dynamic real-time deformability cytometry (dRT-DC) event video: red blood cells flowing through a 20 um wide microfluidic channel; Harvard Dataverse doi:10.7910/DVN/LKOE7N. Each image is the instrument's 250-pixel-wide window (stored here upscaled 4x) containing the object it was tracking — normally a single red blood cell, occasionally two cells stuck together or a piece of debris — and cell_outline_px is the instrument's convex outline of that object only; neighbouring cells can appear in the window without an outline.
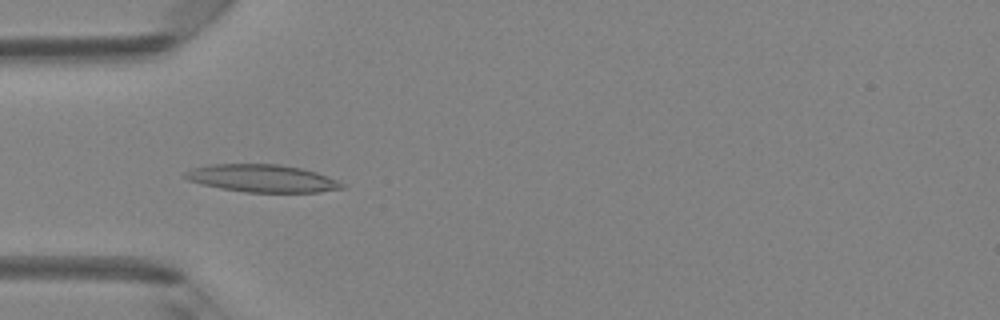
{"species": "Egyptian fruit bat (a non-hibernating species)", "species_latin": "Rousettus aegyptiacus", "temperature_condition": "room temperature", "stored_images_in_passage": 48, "camera_frame_rate_fps": 3000, "um_per_image_px": 0.085, "animal": {"sex": "female"}, "frame": {"image": 1, "passage_image": 15, "time_ms": 4.667, "image_size_px": [1000, 320], "cell_outline_px": [[348, 188], [320, 192], [244, 192], [220, 188], [188, 180], [180, 176], [184, 172], [192, 168], [212, 164], [280, 164], [300, 168], [316, 172], [336, 180], [344, 184]], "centroid_in_image_um": [22.28, 15.16], "position_along_channel_um": 62.7, "area_um2": 25.26}}
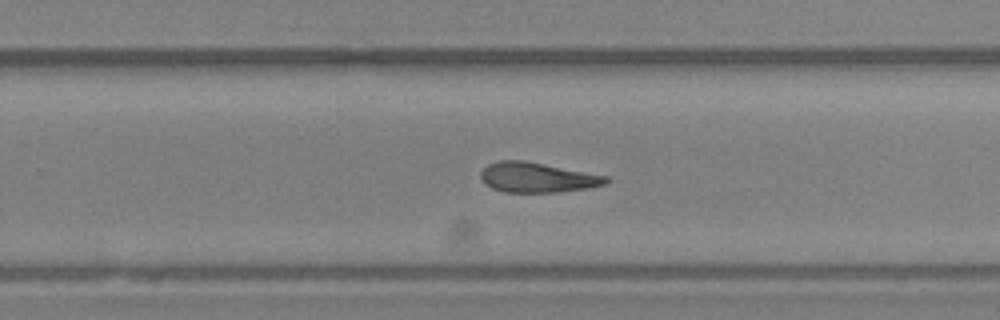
{"frame": {"image": 2, "passage_image": 31, "time_ms": 10.0, "image_size_px": [1000, 320], "cell_outline_px": [[608, 180], [604, 184], [588, 188], [560, 192], [504, 192], [492, 188], [484, 184], [480, 176], [480, 172], [488, 164], [496, 160], [524, 160], [608, 176]], "centroid_in_image_um": [45.62, 15.08], "position_along_channel_um": 284.2, "area_um2": 21.91}}
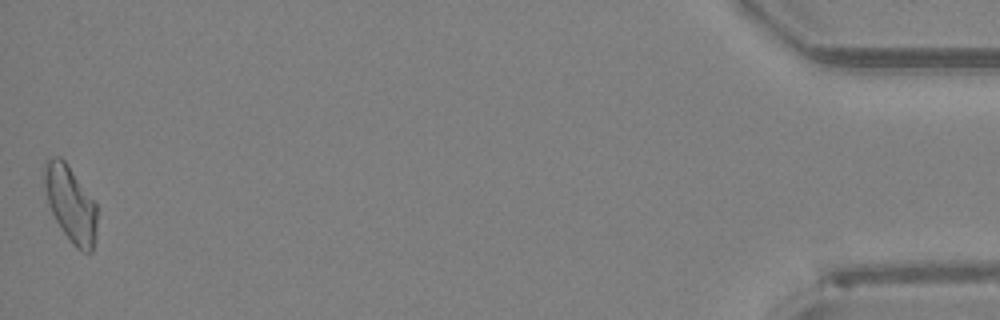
{"frame": {"image": 3, "passage_image": 48, "time_ms": 15.667, "image_size_px": [1000, 320], "cell_outline_px": [[96, 236], [92, 252], [84, 252], [76, 248], [72, 244], [56, 220], [48, 204], [44, 188], [44, 160], [56, 156], [60, 156], [64, 160], [96, 200]], "centroid_in_image_um": [6.01, 17.31], "position_along_channel_um": 429.2, "area_um2": 23.52}, "authors_computed_cell_mechanics": {"area_um2": 23.0044, "velocity_mm_per_s": 4.1989, "shape_relaxation_time_tau1_ms": 5.6586, "shape_relaxation_time_tau2_ms": 3.1854, "deformation_change_tau1": 0.1913, "deformation_change_tau2": 0.1251}}